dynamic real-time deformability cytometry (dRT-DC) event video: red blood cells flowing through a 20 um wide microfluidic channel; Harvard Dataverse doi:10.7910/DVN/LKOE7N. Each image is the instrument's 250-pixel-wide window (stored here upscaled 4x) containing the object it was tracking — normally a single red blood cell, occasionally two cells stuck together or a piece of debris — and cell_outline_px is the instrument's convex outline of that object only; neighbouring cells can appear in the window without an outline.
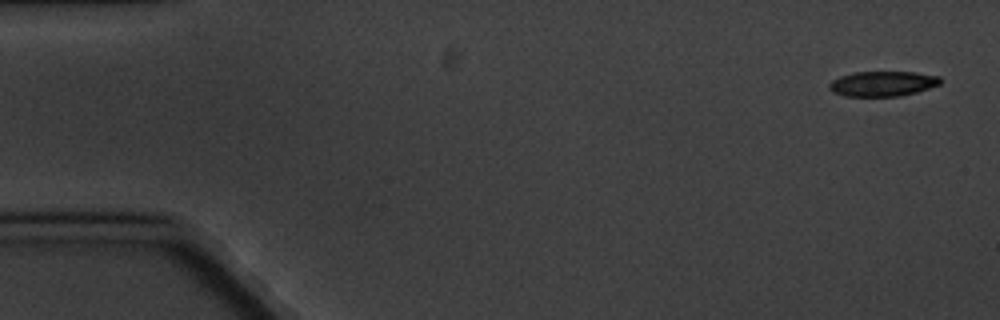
{"species": "common noctule bat (a hibernating species)", "species_latin": "Nyctalus noctula", "temperature_condition": "cold", "stored_images_in_passage": 10, "camera_frame_rate_fps": 3000, "um_per_image_px": 0.085, "animal": {"sex": "male", "body_mass_g": 20.1, "forearm_length_mm": 53.5}, "frame": {"image": 1, "passage_image": 1, "time_ms": 0.0, "image_size_px": [1000, 320], "cell_outline_px": [[940, 84], [916, 92], [900, 96], [844, 96], [832, 92], [828, 88], [828, 84], [832, 80], [840, 76], [852, 72], [916, 72], [940, 76]], "centroid_in_image_um": [74.99, 7.11], "position_along_channel_um": 10.0, "area_um2": 16.3}}
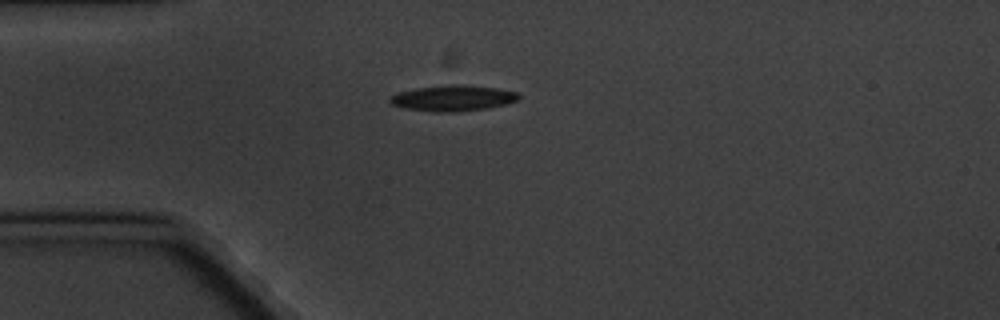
{"frame": {"image": 2, "passage_image": 4, "time_ms": 4.333, "image_size_px": [1000, 320], "cell_outline_px": [[520, 96], [516, 100], [504, 104], [484, 108], [456, 112], [436, 112], [404, 108], [392, 104], [388, 100], [396, 92], [416, 88], [452, 84], [464, 84], [496, 88], [516, 92]], "centroid_in_image_um": [38.45, 8.33], "position_along_channel_um": 46.6, "area_um2": 19.19}}
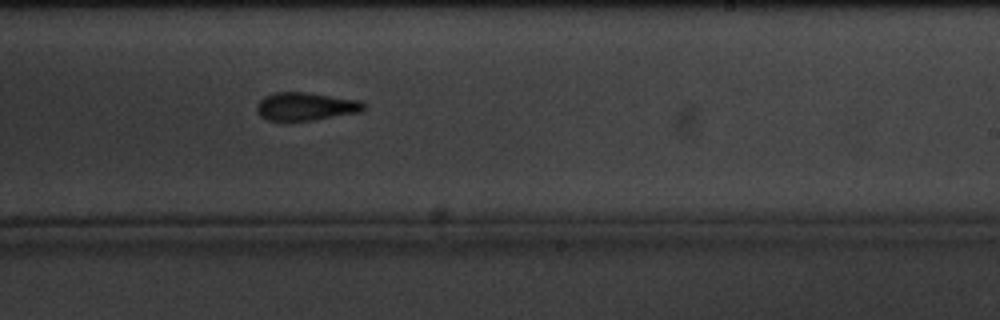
{"frame": {"image": 3, "passage_image": 10, "time_ms": 11.333, "image_size_px": [1000, 320], "cell_outline_px": [[368, 104], [360, 112], [312, 120], [268, 120], [260, 116], [256, 108], [256, 104], [264, 96], [272, 92], [308, 92], [364, 100]], "centroid_in_image_um": [26.03, 9.02], "position_along_channel_um": 263.0, "area_um2": 17.74}}